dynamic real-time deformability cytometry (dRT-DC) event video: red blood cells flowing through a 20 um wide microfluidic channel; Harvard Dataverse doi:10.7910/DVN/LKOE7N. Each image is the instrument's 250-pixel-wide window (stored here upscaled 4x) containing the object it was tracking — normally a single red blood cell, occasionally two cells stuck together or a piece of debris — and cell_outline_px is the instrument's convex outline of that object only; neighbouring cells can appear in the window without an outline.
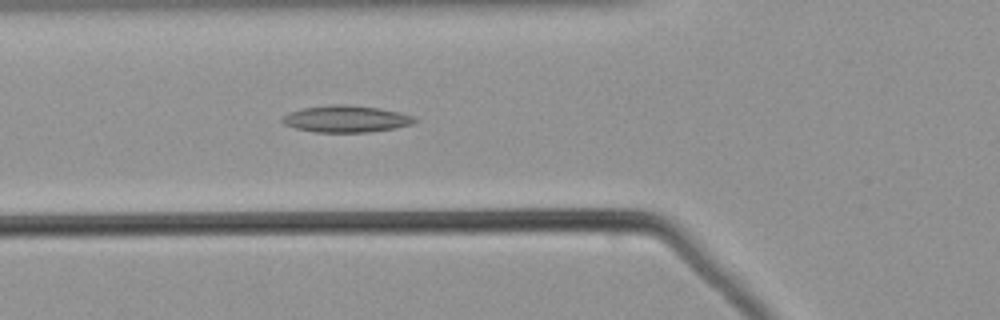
{"species": "common noctule bat (a hibernating species)", "species_latin": "Nyctalus noctula", "temperature_condition": "warm", "stored_images_in_passage": 53, "camera_frame_rate_fps": 3000, "um_per_image_px": 0.085, "animal": {"sex": "male", "body_mass_g": 21.5, "forearm_length_mm": 52.0}, "frame": {"image": 1, "passage_image": 19, "time_ms": 6.0, "image_size_px": [1000, 320], "cell_outline_px": [[416, 120], [412, 124], [396, 128], [368, 132], [316, 132], [296, 128], [284, 124], [280, 120], [288, 112], [304, 108], [332, 104], [348, 104], [380, 108], [400, 112], [412, 116]], "centroid_in_image_um": [29.41, 10.1], "position_along_channel_um": 96.4, "area_um2": 20.63}}
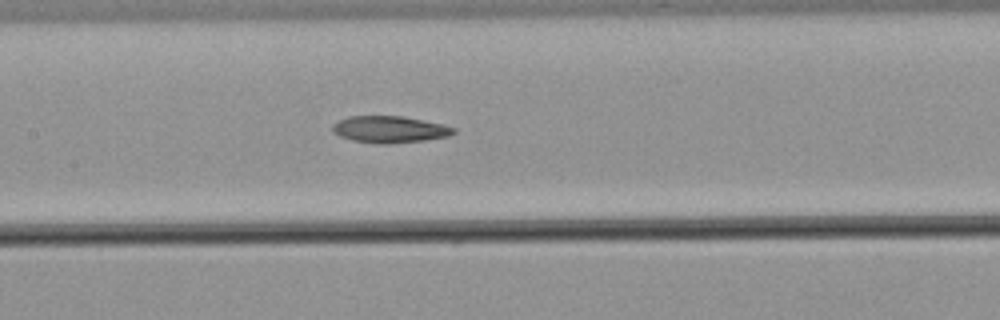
{"frame": {"image": 2, "passage_image": 25, "time_ms": 8.0, "image_size_px": [1000, 320], "cell_outline_px": [[456, 132], [448, 136], [424, 140], [388, 144], [380, 144], [352, 140], [340, 136], [332, 132], [332, 124], [348, 116], [404, 116], [444, 124], [456, 128]], "centroid_in_image_um": [33.13, 10.99], "position_along_channel_um": 174.3, "area_um2": 18.96}}
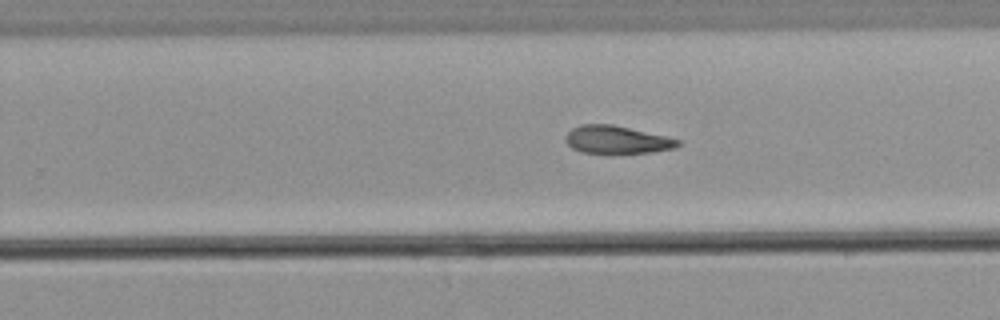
{"frame": {"image": 3, "passage_image": 33, "time_ms": 10.667, "image_size_px": [1000, 320], "cell_outline_px": [[680, 144], [676, 148], [652, 152], [612, 156], [580, 152], [572, 148], [564, 140], [564, 136], [572, 128], [580, 124], [612, 124], [664, 136], [680, 140]], "centroid_in_image_um": [52.38, 11.92], "position_along_channel_um": 277.4, "area_um2": 18.96}}